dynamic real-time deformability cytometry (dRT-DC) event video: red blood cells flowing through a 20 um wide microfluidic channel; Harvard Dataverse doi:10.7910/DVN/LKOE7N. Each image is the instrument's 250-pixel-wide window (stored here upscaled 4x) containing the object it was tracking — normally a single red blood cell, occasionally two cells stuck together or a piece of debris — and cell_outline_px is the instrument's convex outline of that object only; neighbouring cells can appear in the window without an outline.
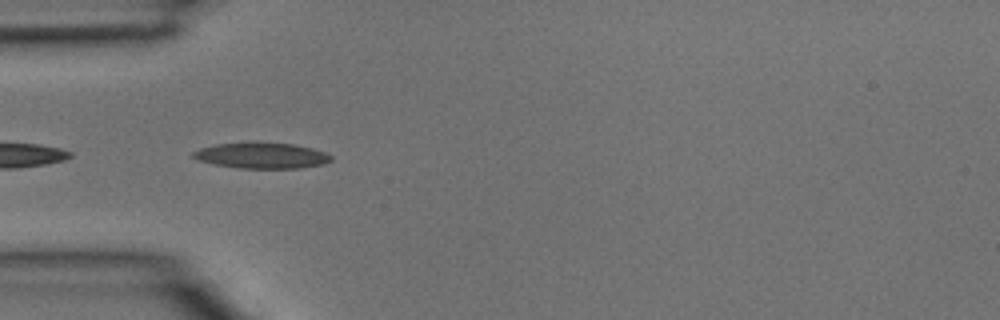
{"species": "common noctule bat (a hibernating species)", "species_latin": "Nyctalus noctula", "temperature_condition": "room temperature", "stored_images_in_passage": 5, "camera_frame_rate_fps": 3000, "um_per_image_px": 0.085, "animal": {"sex": "male", "body_mass_g": 15.6}, "frame": {"image": 1, "passage_image": 4, "time_ms": 1.0, "image_size_px": [1000, 320], "cell_outline_px": [[332, 160], [324, 164], [300, 168], [240, 168], [216, 164], [200, 160], [192, 156], [192, 152], [200, 148], [216, 144], [252, 140], [256, 140], [292, 144], [312, 148], [324, 152], [332, 156]], "centroid_in_image_um": [22.25, 13.18], "position_along_channel_um": 62.8, "area_um2": 21.15}}